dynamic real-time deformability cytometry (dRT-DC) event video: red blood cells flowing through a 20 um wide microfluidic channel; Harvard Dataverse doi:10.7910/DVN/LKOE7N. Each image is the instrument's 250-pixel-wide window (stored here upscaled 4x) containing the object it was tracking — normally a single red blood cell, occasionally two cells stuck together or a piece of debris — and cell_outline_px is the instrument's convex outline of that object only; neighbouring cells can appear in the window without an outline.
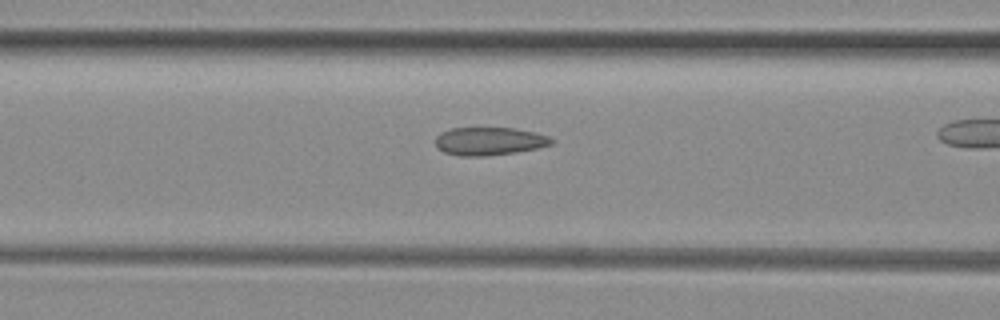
{"species": "common noctule bat (a hibernating species)", "species_latin": "Nyctalus noctula", "temperature_condition": "room temperature", "stored_images_in_passage": 27, "camera_frame_rate_fps": 3000, "um_per_image_px": 0.085, "animal": {"sex": "female", "body_mass_g": 29.2, "forearm_length_mm": 56.3}, "frame": {"image": 1, "passage_image": 8, "time_ms": 2.333, "image_size_px": [1000, 320], "cell_outline_px": [[556, 140], [552, 144], [536, 148], [516, 152], [484, 156], [460, 156], [444, 152], [436, 144], [436, 136], [440, 132], [452, 128], [516, 128], [536, 132], [548, 136]], "centroid_in_image_um": [41.62, 11.99], "position_along_channel_um": 125.0, "area_um2": 18.96}}
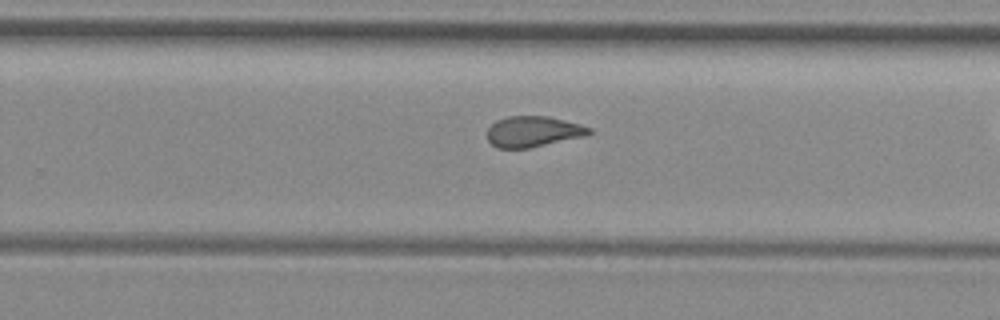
{"frame": {"image": 2, "passage_image": 20, "time_ms": 6.333, "image_size_px": [1000, 320], "cell_outline_px": [[592, 132], [588, 136], [528, 148], [496, 148], [488, 140], [488, 128], [496, 120], [508, 116], [548, 116], [580, 124], [592, 128]], "centroid_in_image_um": [45.35, 11.18], "position_along_channel_um": 284.5, "area_um2": 18.38}}
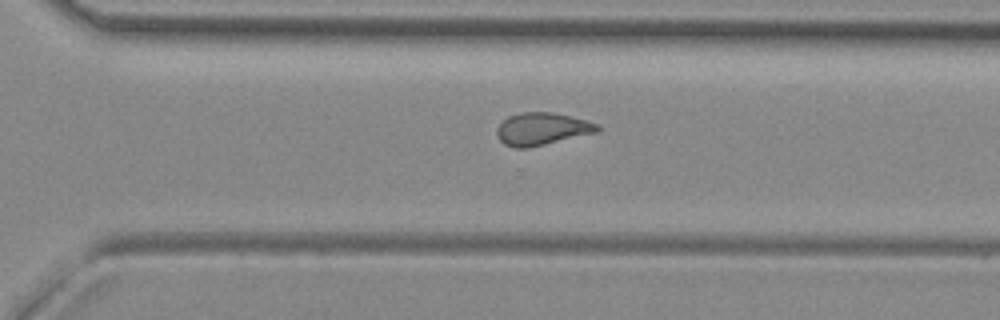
{"frame": {"image": 3, "passage_image": 23, "time_ms": 7.333, "image_size_px": [1000, 320], "cell_outline_px": [[600, 132], [528, 148], [512, 148], [504, 144], [496, 136], [496, 128], [508, 116], [520, 112], [552, 112], [600, 124]], "centroid_in_image_um": [46.06, 10.97], "position_along_channel_um": 324.5, "area_um2": 19.19}}